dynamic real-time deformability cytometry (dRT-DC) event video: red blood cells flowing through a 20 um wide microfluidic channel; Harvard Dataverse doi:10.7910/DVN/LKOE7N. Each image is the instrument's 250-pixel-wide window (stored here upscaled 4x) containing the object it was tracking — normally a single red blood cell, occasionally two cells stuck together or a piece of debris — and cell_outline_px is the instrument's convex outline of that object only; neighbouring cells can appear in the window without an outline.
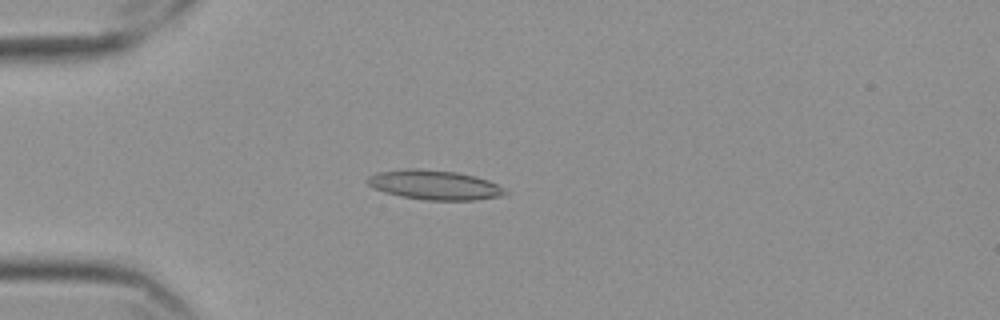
{"species": "Egyptian fruit bat (a non-hibernating species)", "species_latin": "Rousettus aegyptiacus", "temperature_condition": "cold", "stored_images_in_passage": 57, "camera_frame_rate_fps": 3000, "um_per_image_px": 0.085, "frame": {"image": 1, "passage_image": 16, "time_ms": 5.0, "image_size_px": [1000, 320], "cell_outline_px": [[508, 192], [500, 196], [476, 200], [424, 200], [400, 196], [384, 192], [372, 188], [364, 180], [368, 176], [376, 172], [408, 168], [420, 168], [456, 172], [476, 176], [488, 180], [496, 184]], "centroid_in_image_um": [36.86, 15.71], "position_along_channel_um": 48.1, "area_um2": 23.87}}
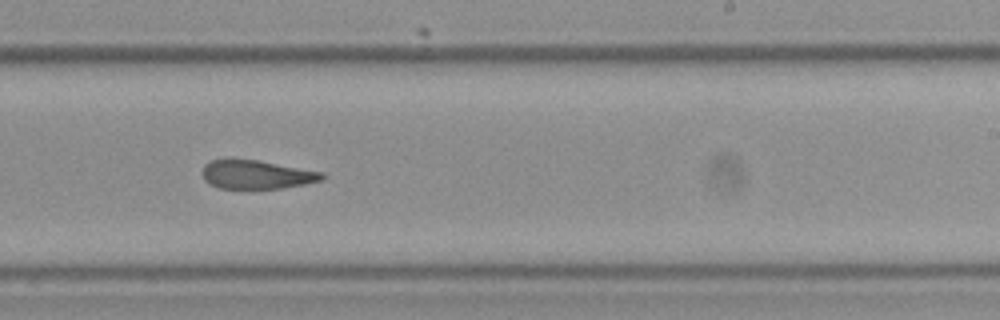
{"frame": {"image": 2, "passage_image": 36, "time_ms": 11.667, "image_size_px": [1000, 320], "cell_outline_px": [[324, 180], [304, 184], [280, 188], [220, 188], [208, 184], [204, 180], [200, 172], [204, 164], [212, 160], [256, 160], [324, 172]], "centroid_in_image_um": [21.78, 14.84], "position_along_channel_um": 267.2, "area_um2": 19.88}}
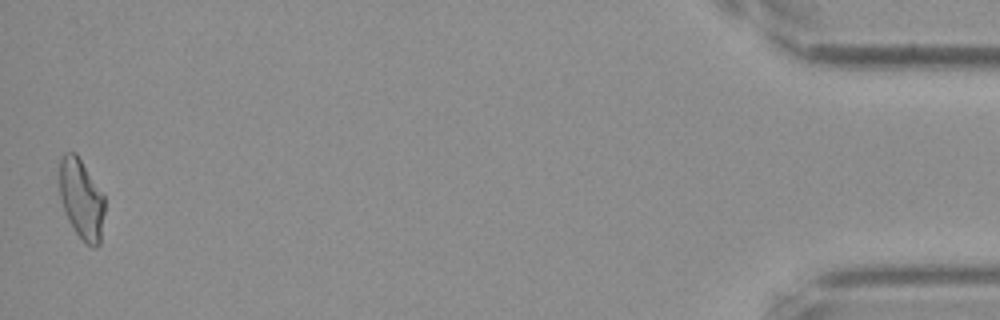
{"frame": {"image": 3, "passage_image": 57, "time_ms": 18.667, "image_size_px": [1000, 320], "cell_outline_px": [[104, 212], [100, 244], [96, 248], [92, 248], [76, 232], [68, 220], [60, 196], [60, 160], [64, 152], [76, 152], [104, 196]], "centroid_in_image_um": [6.93, 16.92], "position_along_channel_um": 428.3, "area_um2": 20.81}, "authors_computed_cell_mechanics": {"area_um2": 21.2704, "velocity_mm_per_s": 3.552, "shape_relaxation_time_tau1_ms": null, "shape_relaxation_time_tau2_ms": 5.2743, "deformation_change_tau1": null, "deformation_change_tau2": 0.1422}}